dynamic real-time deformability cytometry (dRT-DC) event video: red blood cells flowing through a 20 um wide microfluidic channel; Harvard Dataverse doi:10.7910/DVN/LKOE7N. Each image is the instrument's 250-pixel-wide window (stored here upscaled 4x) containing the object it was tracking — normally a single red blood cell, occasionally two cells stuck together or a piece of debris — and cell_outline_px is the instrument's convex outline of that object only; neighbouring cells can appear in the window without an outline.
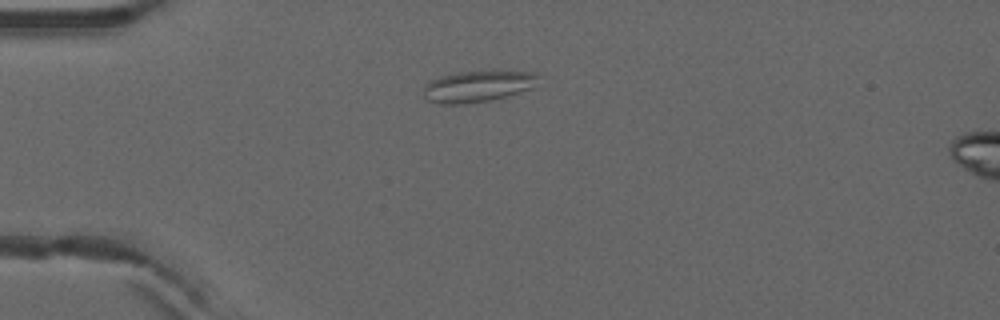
{"species": "common noctule bat (a hibernating species)", "species_latin": "Nyctalus noctula", "temperature_condition": "warm", "stored_images_in_passage": 6, "camera_frame_rate_fps": 3000, "um_per_image_px": 0.085, "animal": {"sex": "male", "forearm_length_mm": 52.5}, "frame": {"image": 1, "passage_image": 1, "time_ms": 0.0, "image_size_px": [1000, 320], "cell_outline_px": [[540, 76], [532, 88], [508, 96], [492, 100], [464, 104], [440, 104], [428, 100], [424, 96], [424, 84], [440, 76], [456, 72], [540, 72]], "centroid_in_image_um": [40.6, 7.35], "position_along_channel_um": 44.4, "area_um2": 20.87}}
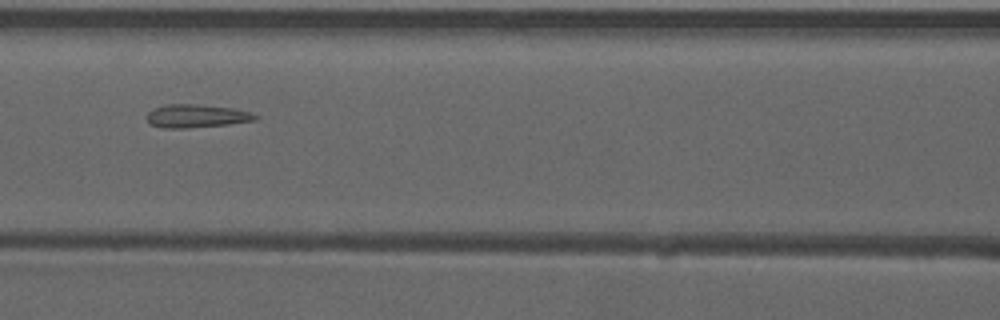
{"frame": {"image": 2, "passage_image": 4, "time_ms": 1.0, "image_size_px": [1000, 320], "cell_outline_px": [[260, 116], [256, 120], [228, 124], [188, 128], [160, 128], [148, 124], [148, 112], [156, 108], [168, 104], [196, 104], [232, 108], [248, 112]], "centroid_in_image_um": [16.68, 9.87], "position_along_channel_um": 149.9, "area_um2": 14.57}}
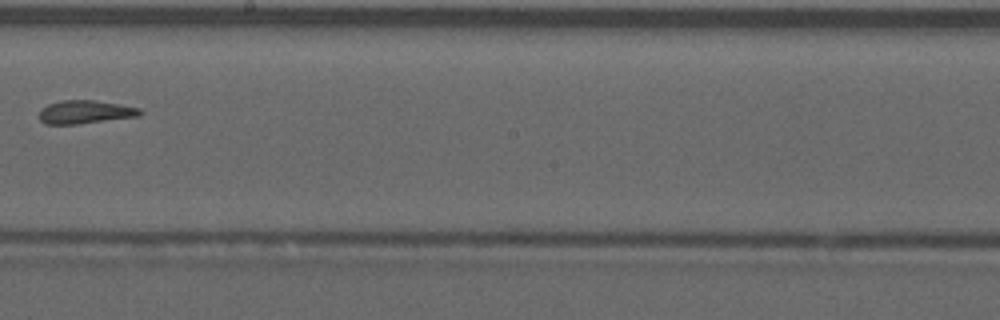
{"frame": {"image": 3, "passage_image": 6, "time_ms": 1.667, "image_size_px": [1000, 320], "cell_outline_px": [[144, 112], [140, 116], [76, 124], [44, 124], [40, 120], [40, 112], [48, 104], [64, 100], [96, 100], [120, 104], [140, 108]], "centroid_in_image_um": [7.29, 9.52], "position_along_channel_um": 240.9, "area_um2": 13.64}}